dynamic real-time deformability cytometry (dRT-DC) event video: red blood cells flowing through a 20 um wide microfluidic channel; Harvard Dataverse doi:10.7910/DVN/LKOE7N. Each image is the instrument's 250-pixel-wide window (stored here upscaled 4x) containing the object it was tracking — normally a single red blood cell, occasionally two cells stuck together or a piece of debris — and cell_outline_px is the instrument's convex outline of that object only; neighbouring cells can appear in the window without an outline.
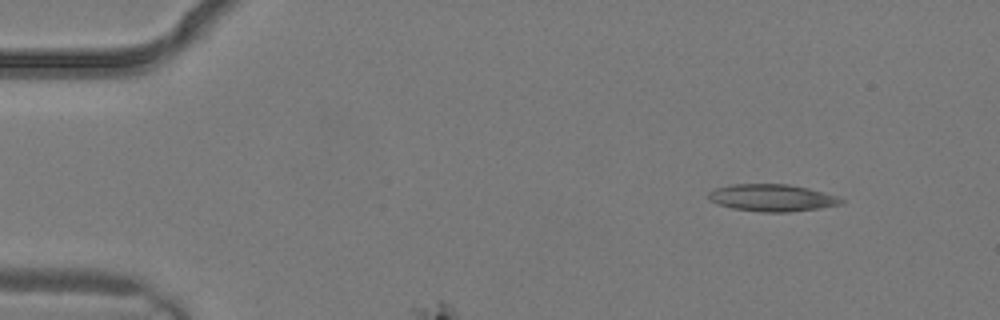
{"species": "common noctule bat (a hibernating species)", "species_latin": "Nyctalus noctula", "temperature_condition": "warm", "stored_images_in_passage": 3, "camera_frame_rate_fps": 3000, "um_per_image_px": 0.085, "animal": {"sex": "male", "body_mass_g": 19.2, "forearm_length_mm": 51.8}, "frame": {"image": 1, "passage_image": 3, "time_ms": 0.667, "image_size_px": [1000, 320], "cell_outline_px": [[844, 204], [820, 208], [788, 212], [760, 212], [732, 208], [708, 200], [708, 192], [716, 188], [732, 184], [788, 184], [808, 188], [824, 192], [836, 196], [844, 200]], "centroid_in_image_um": [65.63, 16.81], "position_along_channel_um": 19.4, "area_um2": 20.98}}